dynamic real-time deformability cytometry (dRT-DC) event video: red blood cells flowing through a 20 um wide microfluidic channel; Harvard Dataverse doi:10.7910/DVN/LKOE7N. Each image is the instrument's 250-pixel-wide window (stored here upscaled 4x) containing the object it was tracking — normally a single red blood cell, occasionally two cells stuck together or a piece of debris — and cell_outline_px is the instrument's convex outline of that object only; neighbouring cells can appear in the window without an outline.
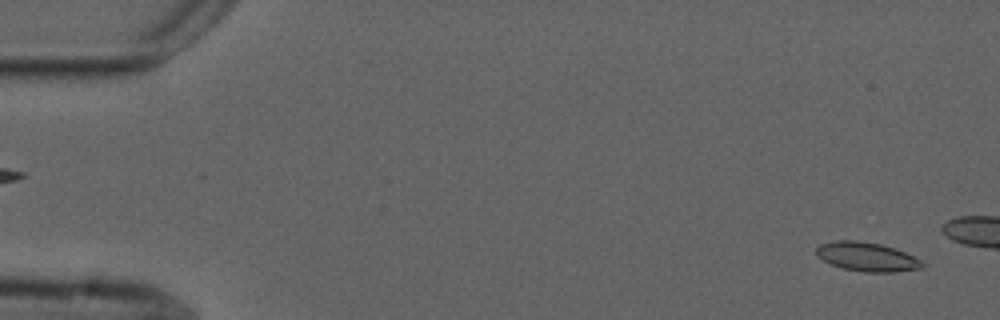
{"species": "common noctule bat (a hibernating species)", "species_latin": "Nyctalus noctula", "temperature_condition": "cold", "stored_images_in_passage": 6, "camera_frame_rate_fps": 3000, "um_per_image_px": 0.085, "animal": {"sex": "male", "forearm_length_mm": 52.5}, "frame": {"image": 1, "passage_image": 2, "time_ms": 0.333, "image_size_px": [1000, 320], "cell_outline_px": [[924, 268], [892, 272], [864, 272], [844, 268], [832, 264], [816, 256], [816, 248], [820, 244], [836, 240], [856, 240], [880, 244], [904, 252], [920, 260], [924, 264]], "centroid_in_image_um": [73.67, 21.82], "position_along_channel_um": 11.3, "area_um2": 17.69}}